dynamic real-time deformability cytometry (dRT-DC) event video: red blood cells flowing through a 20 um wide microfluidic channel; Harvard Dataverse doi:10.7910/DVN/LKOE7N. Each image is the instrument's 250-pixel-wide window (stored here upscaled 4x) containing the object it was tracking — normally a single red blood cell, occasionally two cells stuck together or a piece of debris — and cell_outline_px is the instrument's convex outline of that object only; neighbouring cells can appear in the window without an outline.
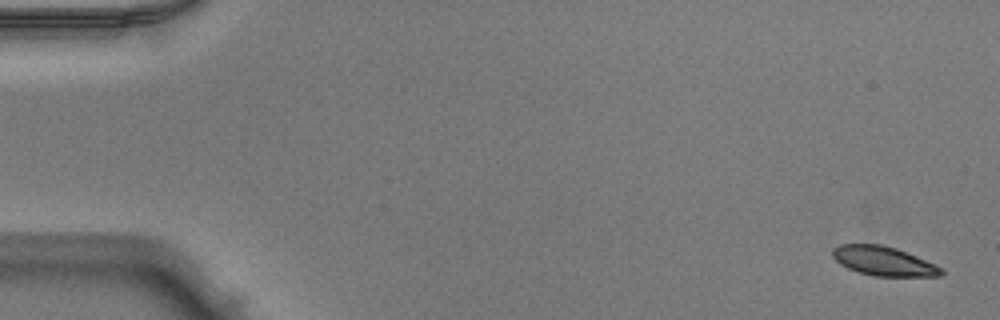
{"species": "Egyptian fruit bat (a non-hibernating species)", "species_latin": "Rousettus aegyptiacus", "temperature_condition": "warm", "stored_images_in_passage": 51, "camera_frame_rate_fps": 3000, "um_per_image_px": 0.085, "animal": {"sex": "male"}, "frame": {"image": 1, "passage_image": 2, "time_ms": 0.333, "image_size_px": [1000, 320], "cell_outline_px": [[944, 272], [940, 276], [872, 276], [848, 268], [840, 264], [832, 256], [832, 248], [840, 244], [880, 244], [896, 248], [936, 264], [944, 268]], "centroid_in_image_um": [75.11, 22.19], "position_along_channel_um": 9.9, "area_um2": 18.55}}
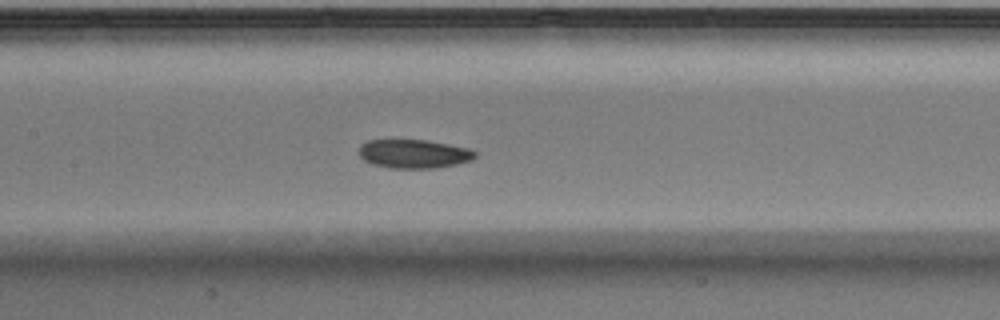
{"frame": {"image": 2, "passage_image": 25, "time_ms": 8.0, "image_size_px": [1000, 320], "cell_outline_px": [[476, 156], [472, 160], [456, 164], [436, 168], [388, 168], [372, 164], [364, 160], [360, 156], [360, 144], [368, 140], [428, 140], [468, 148], [476, 152]], "centroid_in_image_um": [35.17, 13.08], "position_along_channel_um": 172.2, "area_um2": 19.48}}
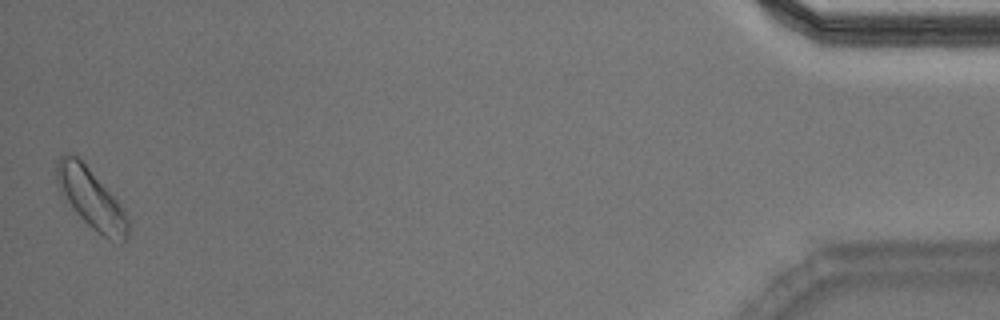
{"frame": {"image": 3, "passage_image": 51, "time_ms": 16.667, "image_size_px": [1000, 320], "cell_outline_px": [[128, 236], [120, 244], [108, 240], [92, 228], [60, 196], [56, 176], [56, 164], [60, 156], [68, 152], [76, 152], [116, 200], [124, 212], [128, 220]], "centroid_in_image_um": [7.69, 16.84], "position_along_channel_um": 427.5, "area_um2": 24.97}, "authors_computed_cell_mechanics": {"area_um2": 19.7098, "velocity_mm_per_s": 3.9629, "shape_relaxation_time_tau1_ms": 10.5995, "shape_relaxation_time_tau2_ms": 7.4227, "deformation_change_tau1": 0.1574, "deformation_change_tau2": 0.0935}}